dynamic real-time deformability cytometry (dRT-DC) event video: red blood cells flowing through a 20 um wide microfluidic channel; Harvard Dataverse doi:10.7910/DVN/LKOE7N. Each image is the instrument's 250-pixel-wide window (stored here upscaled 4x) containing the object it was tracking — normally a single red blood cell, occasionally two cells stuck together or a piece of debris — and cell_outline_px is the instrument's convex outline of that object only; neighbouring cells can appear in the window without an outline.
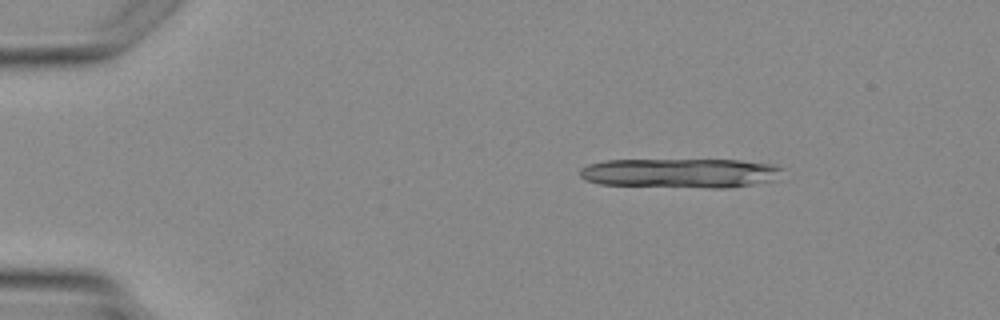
{"species": "Egyptian fruit bat (a non-hibernating species)", "species_latin": "Rousettus aegyptiacus", "temperature_condition": "warm", "stored_images_in_passage": 3, "camera_frame_rate_fps": 3000, "um_per_image_px": 0.085, "animal": {"sex": "female"}, "frame": {"image": 1, "passage_image": 1, "time_ms": 0.0, "image_size_px": [1000, 320], "cell_outline_px": [[784, 168], [780, 180], [728, 188], [708, 188], [600, 184], [584, 180], [580, 176], [580, 168], [588, 164], [604, 160], [740, 160], [776, 164]], "centroid_in_image_um": [57.92, 14.71], "position_along_channel_um": 27.1, "area_um2": 35.37}}
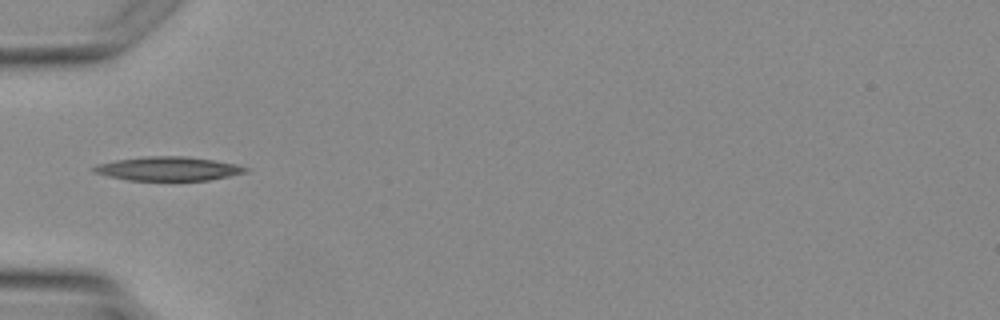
{"frame": {"image": 2, "passage_image": 3, "time_ms": 2.667, "image_size_px": [1000, 320], "cell_outline_px": [[248, 168], [244, 172], [228, 176], [208, 180], [128, 180], [108, 176], [92, 172], [92, 168], [96, 164], [116, 160], [144, 156], [184, 156], [212, 160], [236, 164]], "centroid_in_image_um": [14.23, 14.33], "position_along_channel_um": 70.8, "area_um2": 20.92}}